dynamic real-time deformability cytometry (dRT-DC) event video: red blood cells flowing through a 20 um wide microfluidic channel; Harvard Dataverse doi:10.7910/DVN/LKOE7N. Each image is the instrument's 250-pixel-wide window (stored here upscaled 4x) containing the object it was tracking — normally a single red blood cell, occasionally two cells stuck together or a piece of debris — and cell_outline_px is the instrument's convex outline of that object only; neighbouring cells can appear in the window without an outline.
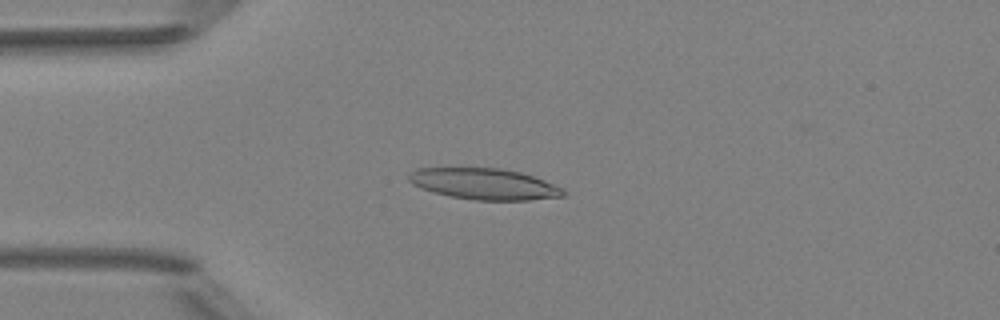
{"species": "Egyptian fruit bat (a non-hibernating species)", "species_latin": "Rousettus aegyptiacus", "temperature_condition": "room temperature", "stored_images_in_passage": 4, "camera_frame_rate_fps": 3000, "um_per_image_px": 0.085, "animal": {"sex": "female"}, "frame": {"image": 1, "passage_image": 3, "time_ms": 2.333, "image_size_px": [1000, 320], "cell_outline_px": [[568, 192], [564, 196], [528, 200], [476, 200], [448, 196], [432, 192], [412, 184], [408, 180], [408, 172], [416, 168], [500, 168], [520, 172], [544, 180], [564, 188]], "centroid_in_image_um": [41.15, 15.63], "position_along_channel_um": 43.9, "area_um2": 28.21}}